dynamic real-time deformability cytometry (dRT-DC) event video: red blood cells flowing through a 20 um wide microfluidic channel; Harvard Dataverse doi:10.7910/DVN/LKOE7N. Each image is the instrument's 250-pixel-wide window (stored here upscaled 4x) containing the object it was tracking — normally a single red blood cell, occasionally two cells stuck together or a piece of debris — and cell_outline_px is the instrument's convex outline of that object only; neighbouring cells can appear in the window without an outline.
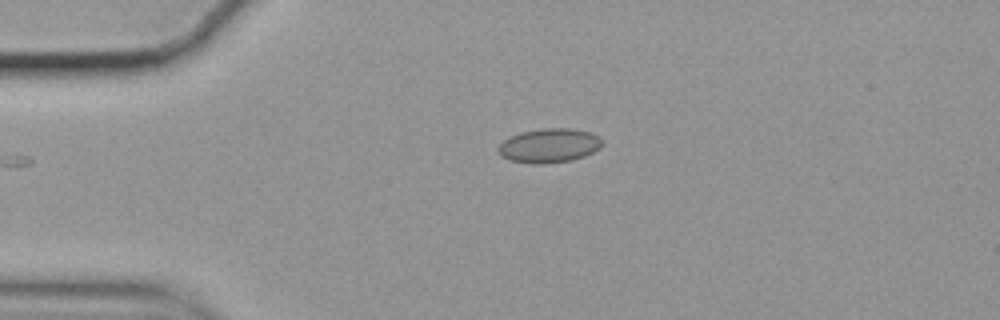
{"species": "common noctule bat (a hibernating species)", "species_latin": "Nyctalus noctula", "temperature_condition": "cold", "stored_images_in_passage": 40, "camera_frame_rate_fps": 3000, "um_per_image_px": 0.085, "animal": {"sex": "female", "body_mass_g": 19.9}, "frame": {"image": 1, "passage_image": 1, "time_ms": 0.0, "image_size_px": [1000, 320], "cell_outline_px": [[604, 144], [600, 148], [584, 156], [572, 160], [544, 164], [532, 164], [508, 160], [500, 156], [496, 152], [496, 148], [504, 140], [520, 132], [544, 128], [572, 128], [592, 132]], "centroid_in_image_um": [46.64, 12.38], "position_along_channel_um": 38.4, "area_um2": 20.92}}
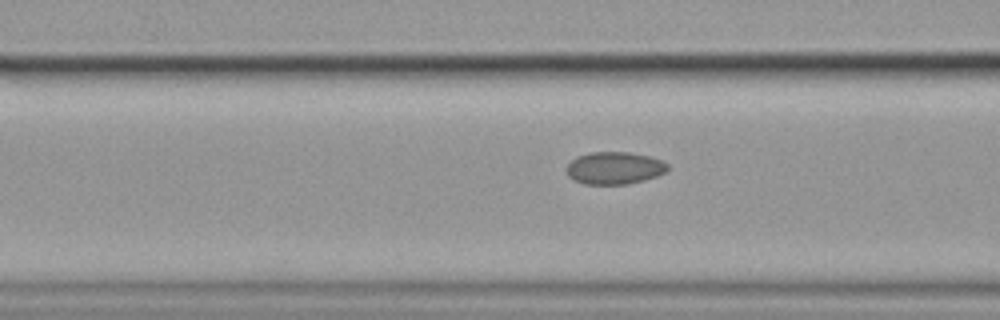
{"frame": {"image": 2, "passage_image": 10, "time_ms": 3.0, "image_size_px": [1000, 320], "cell_outline_px": [[668, 168], [664, 172], [656, 176], [644, 180], [628, 184], [584, 184], [572, 180], [568, 176], [564, 168], [576, 156], [588, 152], [628, 152], [648, 156], [664, 160], [668, 164]], "centroid_in_image_um": [52.18, 14.28], "position_along_channel_um": 114.4, "area_um2": 19.31}}
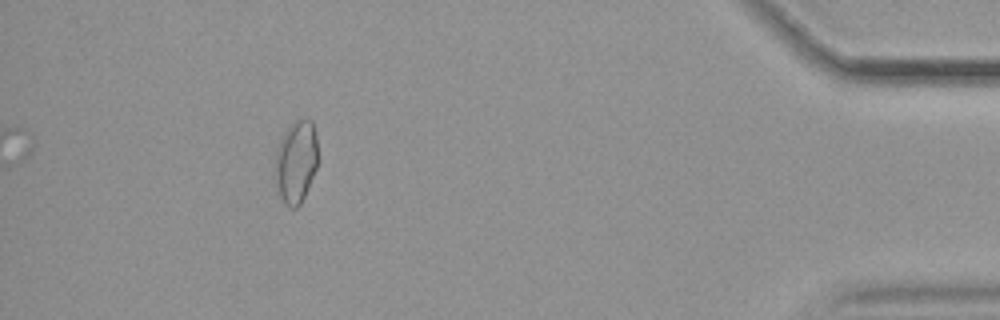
{"frame": {"image": 3, "passage_image": 40, "time_ms": 13.0, "image_size_px": [1000, 320], "cell_outline_px": [[320, 156], [316, 168], [304, 196], [300, 204], [296, 208], [288, 208], [284, 204], [276, 192], [276, 148], [288, 124], [296, 120], [312, 120], [316, 132]], "centroid_in_image_um": [25.18, 13.74], "position_along_channel_um": 410.0, "area_um2": 21.1}, "authors_computed_cell_mechanics": {"area_um2": 18.8428, "velocity_mm_per_s": 3.5157, "shape_relaxation_time_tau1_ms": null, "shape_relaxation_time_tau2_ms": 2.8083, "deformation_change_tau1": null, "deformation_change_tau2": 0.0413}}